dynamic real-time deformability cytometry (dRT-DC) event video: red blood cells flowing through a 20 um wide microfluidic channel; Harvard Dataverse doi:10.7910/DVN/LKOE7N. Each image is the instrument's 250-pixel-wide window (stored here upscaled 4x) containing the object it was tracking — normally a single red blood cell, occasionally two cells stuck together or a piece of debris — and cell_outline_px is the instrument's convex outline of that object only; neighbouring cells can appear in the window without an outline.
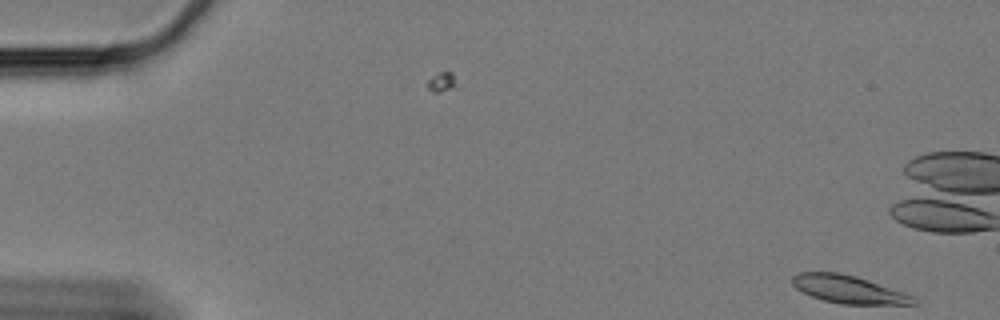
{"species": "Egyptian fruit bat (a non-hibernating species)", "species_latin": "Rousettus aegyptiacus", "temperature_condition": "cold", "stored_images_in_passage": 5, "camera_frame_rate_fps": 3000, "um_per_image_px": 0.085, "animal": {"sex": "female"}, "frame": {"image": 1, "passage_image": 5, "time_ms": 1.333, "image_size_px": [1000, 320], "cell_outline_px": [[916, 304], [840, 304], [824, 300], [812, 296], [796, 288], [792, 284], [792, 276], [796, 272], [840, 272], [856, 276], [916, 296]], "centroid_in_image_um": [72.13, 24.59], "position_along_channel_um": 12.9, "area_um2": 19.65}}